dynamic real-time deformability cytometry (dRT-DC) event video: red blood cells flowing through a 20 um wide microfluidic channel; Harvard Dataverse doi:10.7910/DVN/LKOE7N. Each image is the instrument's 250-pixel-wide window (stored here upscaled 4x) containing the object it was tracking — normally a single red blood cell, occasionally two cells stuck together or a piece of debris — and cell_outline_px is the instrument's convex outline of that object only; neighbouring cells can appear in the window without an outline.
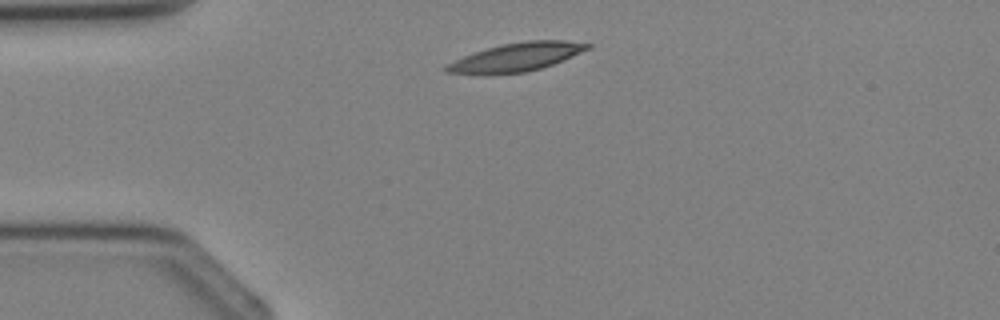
{"species": "Egyptian fruit bat (a non-hibernating species)", "species_latin": "Rousettus aegyptiacus", "temperature_condition": "cold", "stored_images_in_passage": 1, "camera_frame_rate_fps": 3000, "um_per_image_px": 0.085, "animal": {"sex": "female"}, "frame": {"image": 1, "passage_image": 1, "time_ms": 0.0, "image_size_px": [1000, 320], "cell_outline_px": [[592, 44], [588, 48], [580, 52], [552, 64], [528, 72], [488, 76], [484, 76], [444, 72], [444, 68], [448, 64], [464, 56], [500, 44], [528, 40], [564, 40]], "centroid_in_image_um": [43.81, 4.89], "position_along_channel_um": 41.2, "area_um2": 23.47}}